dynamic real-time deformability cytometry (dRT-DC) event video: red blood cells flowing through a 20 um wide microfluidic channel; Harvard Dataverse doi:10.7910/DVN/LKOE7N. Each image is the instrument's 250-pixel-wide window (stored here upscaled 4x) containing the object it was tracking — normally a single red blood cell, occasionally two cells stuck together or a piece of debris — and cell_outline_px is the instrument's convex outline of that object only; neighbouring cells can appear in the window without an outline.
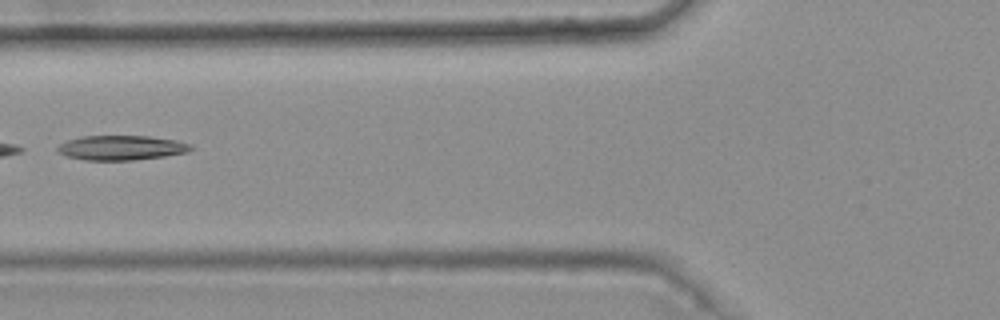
{"species": "common noctule bat (a hibernating species)", "species_latin": "Nyctalus noctula", "temperature_condition": "warm", "stored_images_in_passage": 5, "camera_frame_rate_fps": 3000, "um_per_image_px": 0.085, "animal": {"sex": "female", "body_mass_g": 25.1}, "frame": {"image": 1, "passage_image": 5, "time_ms": 1.333, "image_size_px": [1000, 320], "cell_outline_px": [[192, 148], [188, 152], [164, 156], [132, 160], [84, 160], [64, 156], [56, 152], [56, 148], [60, 144], [68, 140], [80, 136], [148, 136], [176, 140], [192, 144]], "centroid_in_image_um": [10.27, 12.56], "position_along_channel_um": 115.5, "area_um2": 19.25}}